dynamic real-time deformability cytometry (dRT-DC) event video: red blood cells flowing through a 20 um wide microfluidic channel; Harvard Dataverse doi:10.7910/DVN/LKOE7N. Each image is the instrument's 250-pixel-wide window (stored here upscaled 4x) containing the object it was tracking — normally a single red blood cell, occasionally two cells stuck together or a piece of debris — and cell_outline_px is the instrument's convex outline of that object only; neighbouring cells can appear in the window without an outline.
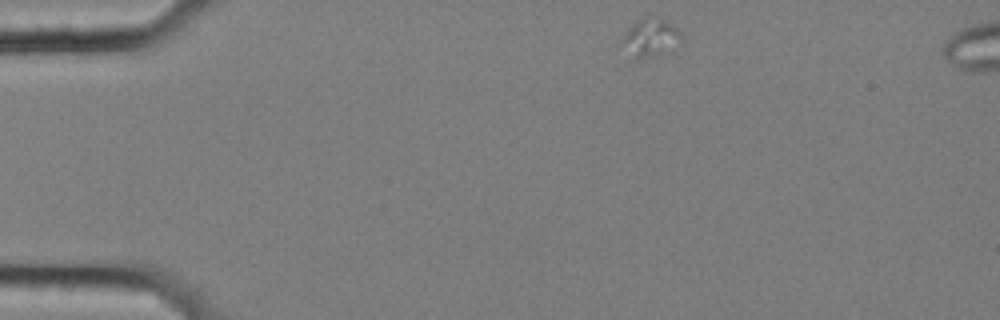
{"species": "common noctule bat (a hibernating species)", "species_latin": "Nyctalus noctula", "temperature_condition": "cold", "stored_images_in_passage": 12, "camera_frame_rate_fps": 3000, "um_per_image_px": 0.085, "animal": {"sex": "female", "body_mass_g": 25.1}, "frame": {"image": 1, "passage_image": 1, "time_ms": 0.0, "image_size_px": [1000, 320], "cell_outline_px": [[684, 44], [660, 56], [636, 60], [632, 60], [616, 44], [624, 32], [632, 24], [644, 16], [660, 16], [676, 28], [680, 32], [684, 40]], "centroid_in_image_um": [55.24, 3.26], "position_along_channel_um": 29.8, "area_um2": 14.62}}